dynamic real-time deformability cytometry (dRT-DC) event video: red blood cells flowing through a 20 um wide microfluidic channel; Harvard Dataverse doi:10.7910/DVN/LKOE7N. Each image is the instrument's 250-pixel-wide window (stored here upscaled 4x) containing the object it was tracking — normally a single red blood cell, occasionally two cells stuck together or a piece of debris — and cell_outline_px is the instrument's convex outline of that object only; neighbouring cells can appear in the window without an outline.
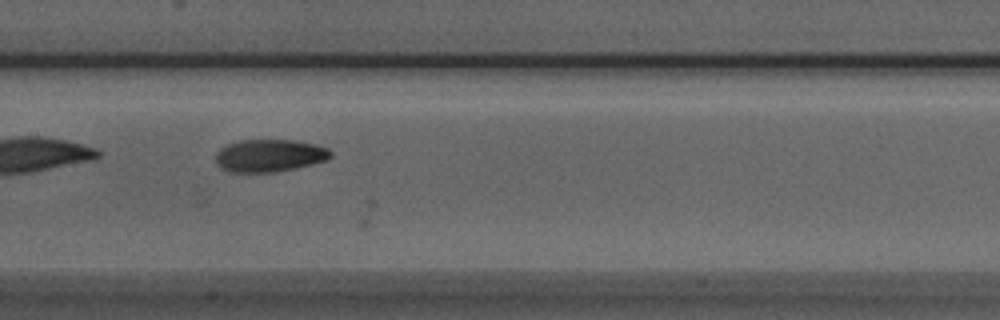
{"species": "Egyptian fruit bat (a non-hibernating species)", "species_latin": "Rousettus aegyptiacus", "temperature_condition": "room temperature", "stored_images_in_passage": 29, "camera_frame_rate_fps": 3000, "um_per_image_px": 0.085, "animal": {"sex": "male"}, "frame": {"image": 1, "passage_image": 15, "time_ms": 4.667, "image_size_px": [1000, 320], "cell_outline_px": [[332, 156], [328, 160], [312, 164], [276, 172], [232, 172], [220, 168], [216, 164], [216, 152], [220, 148], [228, 144], [240, 140], [296, 140], [316, 144], [328, 148], [332, 152]], "centroid_in_image_um": [22.92, 13.22], "position_along_channel_um": 184.5, "area_um2": 21.96}}